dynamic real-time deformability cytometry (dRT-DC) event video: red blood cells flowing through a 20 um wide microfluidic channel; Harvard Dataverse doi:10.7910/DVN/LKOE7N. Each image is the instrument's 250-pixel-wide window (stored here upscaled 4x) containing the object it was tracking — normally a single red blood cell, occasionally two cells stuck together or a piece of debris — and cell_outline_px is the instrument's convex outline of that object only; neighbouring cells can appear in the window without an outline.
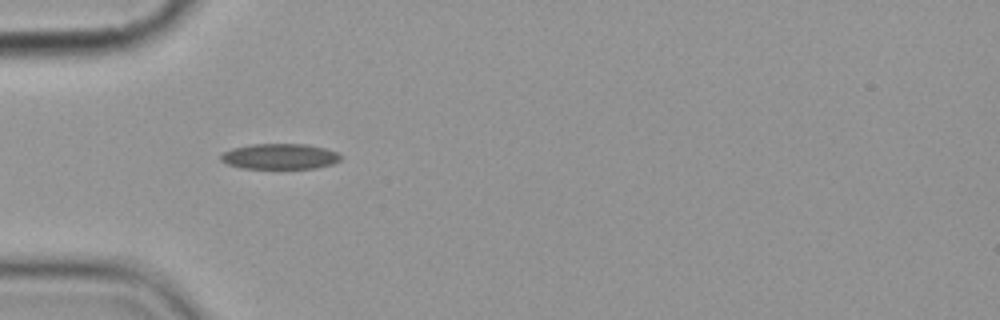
{"species": "common noctule bat (a hibernating species)", "species_latin": "Nyctalus noctula", "temperature_condition": "cold", "stored_images_in_passage": 6, "camera_frame_rate_fps": 3000, "um_per_image_px": 0.085, "animal": {"sex": "female", "body_mass_g": 19.9}, "frame": {"image": 1, "passage_image": 5, "time_ms": 5.667, "image_size_px": [1000, 320], "cell_outline_px": [[340, 160], [332, 164], [316, 168], [244, 168], [228, 164], [220, 160], [220, 156], [224, 152], [232, 148], [252, 144], [304, 144], [324, 148], [336, 152], [340, 156]], "centroid_in_image_um": [23.77, 13.29], "position_along_channel_um": 61.2, "area_um2": 17.63}}
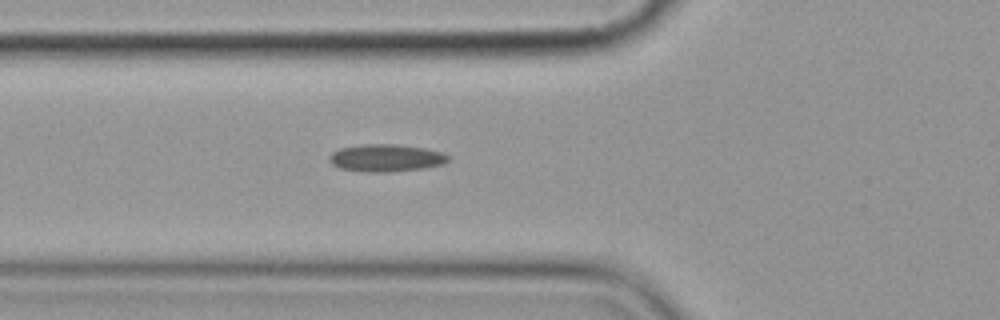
{"frame": {"image": 2, "passage_image": 6, "time_ms": 6.667, "image_size_px": [1000, 320], "cell_outline_px": [[448, 160], [444, 164], [420, 168], [388, 172], [364, 172], [340, 168], [332, 164], [328, 160], [328, 156], [332, 152], [340, 148], [364, 144], [396, 144], [424, 148], [440, 152], [448, 156]], "centroid_in_image_um": [32.75, 13.42], "position_along_channel_um": 93.0, "area_um2": 18.84}}